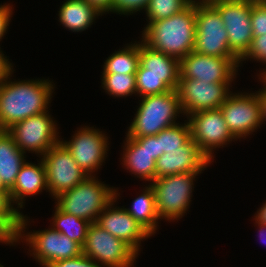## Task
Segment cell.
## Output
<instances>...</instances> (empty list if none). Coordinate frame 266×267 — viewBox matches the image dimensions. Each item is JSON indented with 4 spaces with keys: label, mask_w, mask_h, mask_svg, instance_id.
<instances>
[{
    "label": "cell",
    "mask_w": 266,
    "mask_h": 267,
    "mask_svg": "<svg viewBox=\"0 0 266 267\" xmlns=\"http://www.w3.org/2000/svg\"><path fill=\"white\" fill-rule=\"evenodd\" d=\"M211 162L190 138L180 149L168 150V153L156 160V179L180 173L202 172Z\"/></svg>",
    "instance_id": "18"
},
{
    "label": "cell",
    "mask_w": 266,
    "mask_h": 267,
    "mask_svg": "<svg viewBox=\"0 0 266 267\" xmlns=\"http://www.w3.org/2000/svg\"><path fill=\"white\" fill-rule=\"evenodd\" d=\"M102 88L114 97L137 94L135 74L102 73Z\"/></svg>",
    "instance_id": "27"
},
{
    "label": "cell",
    "mask_w": 266,
    "mask_h": 267,
    "mask_svg": "<svg viewBox=\"0 0 266 267\" xmlns=\"http://www.w3.org/2000/svg\"><path fill=\"white\" fill-rule=\"evenodd\" d=\"M27 220L22 214L20 229L15 239L16 242L23 239L29 245V250L32 249L30 255L39 263H54L83 254V247L79 243L52 227L24 234L29 222Z\"/></svg>",
    "instance_id": "6"
},
{
    "label": "cell",
    "mask_w": 266,
    "mask_h": 267,
    "mask_svg": "<svg viewBox=\"0 0 266 267\" xmlns=\"http://www.w3.org/2000/svg\"><path fill=\"white\" fill-rule=\"evenodd\" d=\"M117 190L115 189V198L100 213L95 223L114 237L127 243L139 254L141 241L152 235L124 207L120 208L116 206L114 208V203L120 195L117 193Z\"/></svg>",
    "instance_id": "17"
},
{
    "label": "cell",
    "mask_w": 266,
    "mask_h": 267,
    "mask_svg": "<svg viewBox=\"0 0 266 267\" xmlns=\"http://www.w3.org/2000/svg\"><path fill=\"white\" fill-rule=\"evenodd\" d=\"M202 172L180 173L155 179L150 183L155 194L159 218L174 221L188 211L195 177Z\"/></svg>",
    "instance_id": "5"
},
{
    "label": "cell",
    "mask_w": 266,
    "mask_h": 267,
    "mask_svg": "<svg viewBox=\"0 0 266 267\" xmlns=\"http://www.w3.org/2000/svg\"><path fill=\"white\" fill-rule=\"evenodd\" d=\"M96 179L93 175L87 176L71 190L55 197L56 207L63 212L95 223L100 213L115 198V187H109Z\"/></svg>",
    "instance_id": "4"
},
{
    "label": "cell",
    "mask_w": 266,
    "mask_h": 267,
    "mask_svg": "<svg viewBox=\"0 0 266 267\" xmlns=\"http://www.w3.org/2000/svg\"><path fill=\"white\" fill-rule=\"evenodd\" d=\"M12 6L10 4L0 5V41L2 37L6 34L8 29L11 16H12Z\"/></svg>",
    "instance_id": "37"
},
{
    "label": "cell",
    "mask_w": 266,
    "mask_h": 267,
    "mask_svg": "<svg viewBox=\"0 0 266 267\" xmlns=\"http://www.w3.org/2000/svg\"><path fill=\"white\" fill-rule=\"evenodd\" d=\"M135 76L165 77V84L176 90L180 79L179 59L139 42V66Z\"/></svg>",
    "instance_id": "19"
},
{
    "label": "cell",
    "mask_w": 266,
    "mask_h": 267,
    "mask_svg": "<svg viewBox=\"0 0 266 267\" xmlns=\"http://www.w3.org/2000/svg\"><path fill=\"white\" fill-rule=\"evenodd\" d=\"M194 143L211 161L213 149L237 140L229 131L220 108L202 110L187 116Z\"/></svg>",
    "instance_id": "13"
},
{
    "label": "cell",
    "mask_w": 266,
    "mask_h": 267,
    "mask_svg": "<svg viewBox=\"0 0 266 267\" xmlns=\"http://www.w3.org/2000/svg\"><path fill=\"white\" fill-rule=\"evenodd\" d=\"M149 0H113L112 12L123 15H131L140 10H145Z\"/></svg>",
    "instance_id": "34"
},
{
    "label": "cell",
    "mask_w": 266,
    "mask_h": 267,
    "mask_svg": "<svg viewBox=\"0 0 266 267\" xmlns=\"http://www.w3.org/2000/svg\"><path fill=\"white\" fill-rule=\"evenodd\" d=\"M135 139L140 144H147V150L152 155V158L157 160L160 157V140H158V134L154 136H145Z\"/></svg>",
    "instance_id": "36"
},
{
    "label": "cell",
    "mask_w": 266,
    "mask_h": 267,
    "mask_svg": "<svg viewBox=\"0 0 266 267\" xmlns=\"http://www.w3.org/2000/svg\"><path fill=\"white\" fill-rule=\"evenodd\" d=\"M22 212L14 207L10 193H0V227L15 238L21 225Z\"/></svg>",
    "instance_id": "29"
},
{
    "label": "cell",
    "mask_w": 266,
    "mask_h": 267,
    "mask_svg": "<svg viewBox=\"0 0 266 267\" xmlns=\"http://www.w3.org/2000/svg\"><path fill=\"white\" fill-rule=\"evenodd\" d=\"M24 153L35 152L41 157L60 142L57 124L47 112L30 116L6 130ZM27 150V151H26Z\"/></svg>",
    "instance_id": "9"
},
{
    "label": "cell",
    "mask_w": 266,
    "mask_h": 267,
    "mask_svg": "<svg viewBox=\"0 0 266 267\" xmlns=\"http://www.w3.org/2000/svg\"><path fill=\"white\" fill-rule=\"evenodd\" d=\"M197 2H201V3H211L212 1H215V0H195Z\"/></svg>",
    "instance_id": "46"
},
{
    "label": "cell",
    "mask_w": 266,
    "mask_h": 267,
    "mask_svg": "<svg viewBox=\"0 0 266 267\" xmlns=\"http://www.w3.org/2000/svg\"><path fill=\"white\" fill-rule=\"evenodd\" d=\"M0 193H10V189L4 184L1 177H0Z\"/></svg>",
    "instance_id": "44"
},
{
    "label": "cell",
    "mask_w": 266,
    "mask_h": 267,
    "mask_svg": "<svg viewBox=\"0 0 266 267\" xmlns=\"http://www.w3.org/2000/svg\"><path fill=\"white\" fill-rule=\"evenodd\" d=\"M252 1L215 0L210 4L219 12L228 35L230 49L241 58L253 39L251 27Z\"/></svg>",
    "instance_id": "10"
},
{
    "label": "cell",
    "mask_w": 266,
    "mask_h": 267,
    "mask_svg": "<svg viewBox=\"0 0 266 267\" xmlns=\"http://www.w3.org/2000/svg\"><path fill=\"white\" fill-rule=\"evenodd\" d=\"M145 186L142 193L133 200L131 208L125 210L140 223L151 235L156 233L158 220L155 194L151 185Z\"/></svg>",
    "instance_id": "24"
},
{
    "label": "cell",
    "mask_w": 266,
    "mask_h": 267,
    "mask_svg": "<svg viewBox=\"0 0 266 267\" xmlns=\"http://www.w3.org/2000/svg\"><path fill=\"white\" fill-rule=\"evenodd\" d=\"M193 0H149L147 8L143 11L146 12L148 24L160 19H165L181 12Z\"/></svg>",
    "instance_id": "30"
},
{
    "label": "cell",
    "mask_w": 266,
    "mask_h": 267,
    "mask_svg": "<svg viewBox=\"0 0 266 267\" xmlns=\"http://www.w3.org/2000/svg\"><path fill=\"white\" fill-rule=\"evenodd\" d=\"M231 84L180 78L176 90L183 115L188 116L198 111L219 108L230 95Z\"/></svg>",
    "instance_id": "15"
},
{
    "label": "cell",
    "mask_w": 266,
    "mask_h": 267,
    "mask_svg": "<svg viewBox=\"0 0 266 267\" xmlns=\"http://www.w3.org/2000/svg\"><path fill=\"white\" fill-rule=\"evenodd\" d=\"M194 52L207 56L238 57L229 47L219 12L210 3L196 1Z\"/></svg>",
    "instance_id": "7"
},
{
    "label": "cell",
    "mask_w": 266,
    "mask_h": 267,
    "mask_svg": "<svg viewBox=\"0 0 266 267\" xmlns=\"http://www.w3.org/2000/svg\"><path fill=\"white\" fill-rule=\"evenodd\" d=\"M94 127H81L70 141L60 142L71 153L81 170L88 176L101 168L108 151V137Z\"/></svg>",
    "instance_id": "16"
},
{
    "label": "cell",
    "mask_w": 266,
    "mask_h": 267,
    "mask_svg": "<svg viewBox=\"0 0 266 267\" xmlns=\"http://www.w3.org/2000/svg\"><path fill=\"white\" fill-rule=\"evenodd\" d=\"M56 267H101L93 259L81 254L74 258L64 259L53 263Z\"/></svg>",
    "instance_id": "35"
},
{
    "label": "cell",
    "mask_w": 266,
    "mask_h": 267,
    "mask_svg": "<svg viewBox=\"0 0 266 267\" xmlns=\"http://www.w3.org/2000/svg\"><path fill=\"white\" fill-rule=\"evenodd\" d=\"M258 224V227H259V232H260V234H259V237H261V240H264V239H266L265 238V236H266V224H262V223H256V225ZM264 242H265V240H264Z\"/></svg>",
    "instance_id": "43"
},
{
    "label": "cell",
    "mask_w": 266,
    "mask_h": 267,
    "mask_svg": "<svg viewBox=\"0 0 266 267\" xmlns=\"http://www.w3.org/2000/svg\"><path fill=\"white\" fill-rule=\"evenodd\" d=\"M246 59H254L255 61H259L266 64V34L253 37L251 41V45L247 52L240 58L239 62ZM266 70V68H265ZM263 69V73H259L260 77H266V71Z\"/></svg>",
    "instance_id": "32"
},
{
    "label": "cell",
    "mask_w": 266,
    "mask_h": 267,
    "mask_svg": "<svg viewBox=\"0 0 266 267\" xmlns=\"http://www.w3.org/2000/svg\"><path fill=\"white\" fill-rule=\"evenodd\" d=\"M43 267H56L53 263L40 262Z\"/></svg>",
    "instance_id": "45"
},
{
    "label": "cell",
    "mask_w": 266,
    "mask_h": 267,
    "mask_svg": "<svg viewBox=\"0 0 266 267\" xmlns=\"http://www.w3.org/2000/svg\"><path fill=\"white\" fill-rule=\"evenodd\" d=\"M141 103L126 133L128 137L154 136L176 123L183 114L177 90L141 97Z\"/></svg>",
    "instance_id": "3"
},
{
    "label": "cell",
    "mask_w": 266,
    "mask_h": 267,
    "mask_svg": "<svg viewBox=\"0 0 266 267\" xmlns=\"http://www.w3.org/2000/svg\"><path fill=\"white\" fill-rule=\"evenodd\" d=\"M41 159L45 166L48 192L54 198L71 190L88 176L61 142L54 145Z\"/></svg>",
    "instance_id": "14"
},
{
    "label": "cell",
    "mask_w": 266,
    "mask_h": 267,
    "mask_svg": "<svg viewBox=\"0 0 266 267\" xmlns=\"http://www.w3.org/2000/svg\"><path fill=\"white\" fill-rule=\"evenodd\" d=\"M260 81L264 83V87L257 91L262 105L263 122L266 121V77H259Z\"/></svg>",
    "instance_id": "40"
},
{
    "label": "cell",
    "mask_w": 266,
    "mask_h": 267,
    "mask_svg": "<svg viewBox=\"0 0 266 267\" xmlns=\"http://www.w3.org/2000/svg\"><path fill=\"white\" fill-rule=\"evenodd\" d=\"M90 5L97 8L101 13H107L109 14V11L112 12L113 8V0H85Z\"/></svg>",
    "instance_id": "39"
},
{
    "label": "cell",
    "mask_w": 266,
    "mask_h": 267,
    "mask_svg": "<svg viewBox=\"0 0 266 267\" xmlns=\"http://www.w3.org/2000/svg\"><path fill=\"white\" fill-rule=\"evenodd\" d=\"M53 215L52 228L59 231L61 234L66 235L83 247L86 241L87 230L91 223L88 220L63 212L56 206Z\"/></svg>",
    "instance_id": "25"
},
{
    "label": "cell",
    "mask_w": 266,
    "mask_h": 267,
    "mask_svg": "<svg viewBox=\"0 0 266 267\" xmlns=\"http://www.w3.org/2000/svg\"><path fill=\"white\" fill-rule=\"evenodd\" d=\"M139 66V42L127 44L104 62L102 73L135 74Z\"/></svg>",
    "instance_id": "26"
},
{
    "label": "cell",
    "mask_w": 266,
    "mask_h": 267,
    "mask_svg": "<svg viewBox=\"0 0 266 267\" xmlns=\"http://www.w3.org/2000/svg\"><path fill=\"white\" fill-rule=\"evenodd\" d=\"M12 63L9 62L6 56H4L3 52L0 49V84H2L5 80L11 79L13 72Z\"/></svg>",
    "instance_id": "38"
},
{
    "label": "cell",
    "mask_w": 266,
    "mask_h": 267,
    "mask_svg": "<svg viewBox=\"0 0 266 267\" xmlns=\"http://www.w3.org/2000/svg\"><path fill=\"white\" fill-rule=\"evenodd\" d=\"M59 9V22L73 32H82L93 24L98 16H102L97 8L85 0H65ZM95 19V20H94Z\"/></svg>",
    "instance_id": "22"
},
{
    "label": "cell",
    "mask_w": 266,
    "mask_h": 267,
    "mask_svg": "<svg viewBox=\"0 0 266 267\" xmlns=\"http://www.w3.org/2000/svg\"><path fill=\"white\" fill-rule=\"evenodd\" d=\"M219 108L236 139L249 136L263 123L262 105L257 92L230 93Z\"/></svg>",
    "instance_id": "11"
},
{
    "label": "cell",
    "mask_w": 266,
    "mask_h": 267,
    "mask_svg": "<svg viewBox=\"0 0 266 267\" xmlns=\"http://www.w3.org/2000/svg\"><path fill=\"white\" fill-rule=\"evenodd\" d=\"M196 1L171 17L152 21L142 31V40L154 50L177 59L194 50Z\"/></svg>",
    "instance_id": "2"
},
{
    "label": "cell",
    "mask_w": 266,
    "mask_h": 267,
    "mask_svg": "<svg viewBox=\"0 0 266 267\" xmlns=\"http://www.w3.org/2000/svg\"><path fill=\"white\" fill-rule=\"evenodd\" d=\"M42 190L48 191L45 166L42 159L38 165L25 162L21 167L16 182L10 189V196L16 208H23L24 199L31 195H37Z\"/></svg>",
    "instance_id": "20"
},
{
    "label": "cell",
    "mask_w": 266,
    "mask_h": 267,
    "mask_svg": "<svg viewBox=\"0 0 266 267\" xmlns=\"http://www.w3.org/2000/svg\"><path fill=\"white\" fill-rule=\"evenodd\" d=\"M170 90L165 84V77L136 76V91L140 98L147 95L162 94Z\"/></svg>",
    "instance_id": "31"
},
{
    "label": "cell",
    "mask_w": 266,
    "mask_h": 267,
    "mask_svg": "<svg viewBox=\"0 0 266 267\" xmlns=\"http://www.w3.org/2000/svg\"><path fill=\"white\" fill-rule=\"evenodd\" d=\"M24 153L17 147L14 139L6 130H0V177L11 189L17 175L26 162Z\"/></svg>",
    "instance_id": "23"
},
{
    "label": "cell",
    "mask_w": 266,
    "mask_h": 267,
    "mask_svg": "<svg viewBox=\"0 0 266 267\" xmlns=\"http://www.w3.org/2000/svg\"><path fill=\"white\" fill-rule=\"evenodd\" d=\"M251 27L253 30V37L266 34V2L252 3Z\"/></svg>",
    "instance_id": "33"
},
{
    "label": "cell",
    "mask_w": 266,
    "mask_h": 267,
    "mask_svg": "<svg viewBox=\"0 0 266 267\" xmlns=\"http://www.w3.org/2000/svg\"><path fill=\"white\" fill-rule=\"evenodd\" d=\"M239 60V57L207 56L192 51L179 60L180 78L231 83L237 76Z\"/></svg>",
    "instance_id": "12"
},
{
    "label": "cell",
    "mask_w": 266,
    "mask_h": 267,
    "mask_svg": "<svg viewBox=\"0 0 266 267\" xmlns=\"http://www.w3.org/2000/svg\"><path fill=\"white\" fill-rule=\"evenodd\" d=\"M255 222L266 224V202L258 209L257 213H255Z\"/></svg>",
    "instance_id": "41"
},
{
    "label": "cell",
    "mask_w": 266,
    "mask_h": 267,
    "mask_svg": "<svg viewBox=\"0 0 266 267\" xmlns=\"http://www.w3.org/2000/svg\"><path fill=\"white\" fill-rule=\"evenodd\" d=\"M123 146V165L131 174L145 181L156 179V160L147 150V144H140L135 138H125Z\"/></svg>",
    "instance_id": "21"
},
{
    "label": "cell",
    "mask_w": 266,
    "mask_h": 267,
    "mask_svg": "<svg viewBox=\"0 0 266 267\" xmlns=\"http://www.w3.org/2000/svg\"><path fill=\"white\" fill-rule=\"evenodd\" d=\"M245 1H252V2H266V0H245Z\"/></svg>",
    "instance_id": "47"
},
{
    "label": "cell",
    "mask_w": 266,
    "mask_h": 267,
    "mask_svg": "<svg viewBox=\"0 0 266 267\" xmlns=\"http://www.w3.org/2000/svg\"><path fill=\"white\" fill-rule=\"evenodd\" d=\"M54 85L49 79L5 80L0 84V130L30 116L48 112Z\"/></svg>",
    "instance_id": "1"
},
{
    "label": "cell",
    "mask_w": 266,
    "mask_h": 267,
    "mask_svg": "<svg viewBox=\"0 0 266 267\" xmlns=\"http://www.w3.org/2000/svg\"><path fill=\"white\" fill-rule=\"evenodd\" d=\"M83 254L101 267H131L138 254L124 241L114 237L97 223L87 230Z\"/></svg>",
    "instance_id": "8"
},
{
    "label": "cell",
    "mask_w": 266,
    "mask_h": 267,
    "mask_svg": "<svg viewBox=\"0 0 266 267\" xmlns=\"http://www.w3.org/2000/svg\"><path fill=\"white\" fill-rule=\"evenodd\" d=\"M14 245L16 242L15 238H11L1 227H0V243Z\"/></svg>",
    "instance_id": "42"
},
{
    "label": "cell",
    "mask_w": 266,
    "mask_h": 267,
    "mask_svg": "<svg viewBox=\"0 0 266 267\" xmlns=\"http://www.w3.org/2000/svg\"><path fill=\"white\" fill-rule=\"evenodd\" d=\"M190 138V126L188 121L182 125L177 123L163 129L158 133V140H160V156L164 153H168V150L180 149Z\"/></svg>",
    "instance_id": "28"
}]
</instances>
